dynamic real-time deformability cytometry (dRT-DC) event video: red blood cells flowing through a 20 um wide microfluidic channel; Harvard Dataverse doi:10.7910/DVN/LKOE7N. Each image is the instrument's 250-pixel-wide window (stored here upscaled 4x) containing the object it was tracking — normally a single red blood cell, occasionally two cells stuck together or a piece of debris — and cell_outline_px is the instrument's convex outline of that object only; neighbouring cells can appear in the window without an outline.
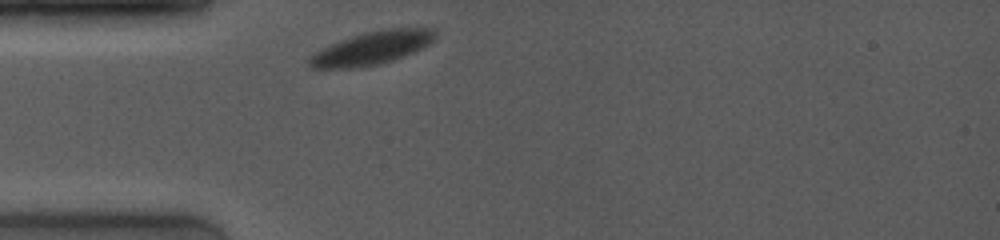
{"species": "common noctule bat (a hibernating species)", "species_latin": "Nyctalus noctula", "temperature_condition": "room temperature", "stored_images_in_passage": 19, "camera_frame_rate_fps": 4000, "um_per_image_px": 0.085, "animal": {"sex": "female", "body_mass_g": 19.0, "forearm_length_mm": 53.3}, "frame": {"image": 1, "passage_image": 1, "time_ms": 0.0, "image_size_px": [1000, 240], "cell_outline_px": [[436, 36], [428, 44], [404, 56], [380, 64], [360, 68], [312, 68], [308, 64], [308, 60], [320, 48], [340, 40], [364, 32], [380, 28], [432, 28], [436, 32]], "centroid_in_image_um": [31.59, 4.08], "position_along_channel_um": 53.4, "area_um2": 24.28}}
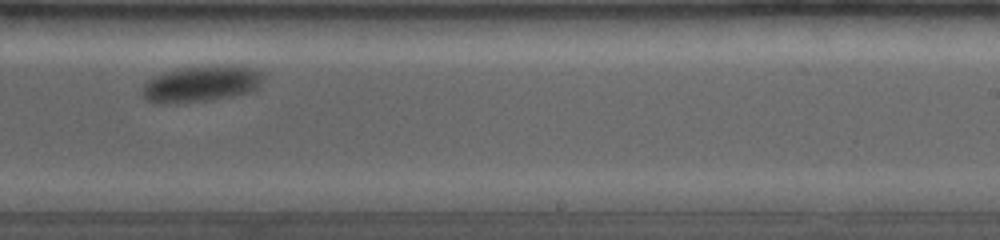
{"frame": {"image": 2, "passage_image": 12, "time_ms": 6.25, "image_size_px": [1000, 240], "cell_outline_px": [[264, 72], [260, 84], [256, 88], [248, 92], [232, 96], [212, 100], [176, 104], [156, 104], [148, 100], [140, 92], [144, 84], [148, 80], [156, 76], [168, 72], [184, 68], [216, 64], [240, 64], [256, 68]], "centroid_in_image_um": [17.15, 7.12], "position_along_channel_um": 271.9, "area_um2": 26.01}}
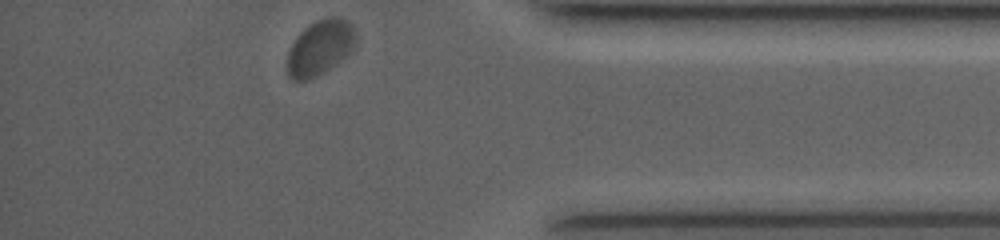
{"frame": {"image": 3, "passage_image": 19, "time_ms": 10.25, "image_size_px": [1000, 240], "cell_outline_px": [[356, 44], [336, 64], [316, 76], [308, 80], [292, 80], [288, 76], [288, 52], [292, 44], [300, 32], [304, 28], [316, 20], [324, 16], [340, 16], [352, 24], [356, 32]], "centroid_in_image_um": [27.21, 4.0], "position_along_channel_um": 408.0, "area_um2": 21.96}, "authors_computed_cell_mechanics": {"area_um2": 24.854, "velocity_mm_per_s": 3.6253, "shape_relaxation_time_tau1_ms": 1.6029, "shape_relaxation_time_tau2_ms": null, "deformation_change_tau1": 0.05, "deformation_change_tau2": null}}